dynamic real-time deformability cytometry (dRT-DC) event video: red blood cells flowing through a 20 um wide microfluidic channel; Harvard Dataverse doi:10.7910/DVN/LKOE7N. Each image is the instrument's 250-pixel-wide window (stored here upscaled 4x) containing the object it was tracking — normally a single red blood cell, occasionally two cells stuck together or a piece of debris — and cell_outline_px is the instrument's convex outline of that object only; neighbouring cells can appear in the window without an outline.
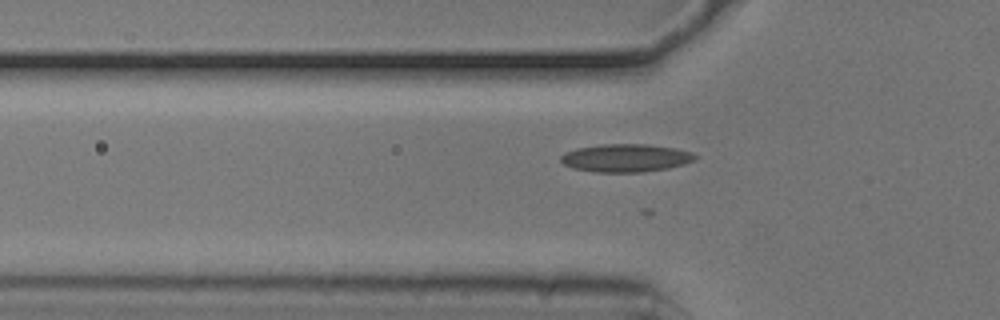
{"species": "common noctule bat (a hibernating species)", "species_latin": "Nyctalus noctula", "temperature_condition": "cold", "stored_images_in_passage": 43, "camera_frame_rate_fps": 3000, "um_per_image_px": 0.085, "animal": {"sex": "male", "body_mass_g": 20.5, "forearm_length_mm": 52.5}, "frame": {"image": 1, "passage_image": 6, "time_ms": 1.667, "image_size_px": [1000, 320], "cell_outline_px": [[696, 160], [684, 164], [668, 168], [644, 172], [596, 172], [572, 168], [564, 164], [560, 160], [560, 156], [564, 152], [576, 148], [600, 144], [644, 144], [676, 148], [692, 152], [696, 156]], "centroid_in_image_um": [53.17, 13.42], "position_along_channel_um": 72.6, "area_um2": 22.02}}
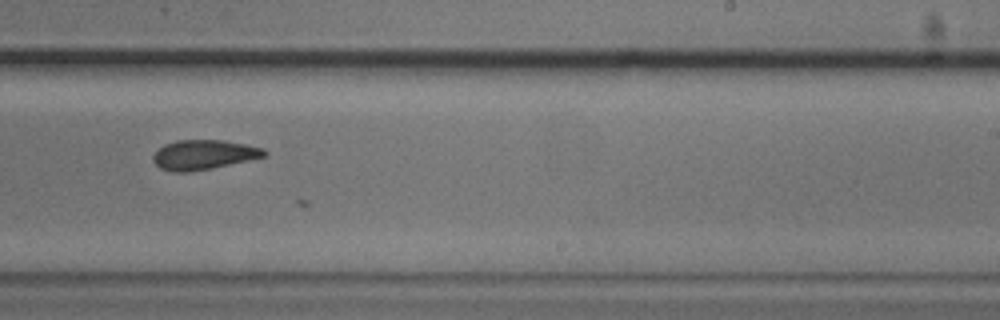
{"frame": {"image": 2, "passage_image": 22, "time_ms": 7.0, "image_size_px": [1000, 320], "cell_outline_px": [[268, 156], [212, 168], [188, 172], [172, 172], [160, 168], [152, 160], [152, 156], [164, 144], [176, 140], [224, 140], [264, 148], [268, 152]], "centroid_in_image_um": [17.33, 13.15], "position_along_channel_um": 271.7, "area_um2": 19.31}}
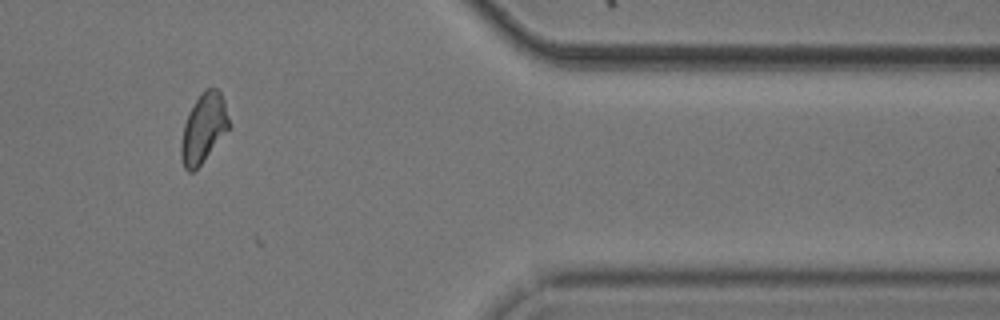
{"frame": {"image": 3, "passage_image": 34, "time_ms": 11.0, "image_size_px": [1000, 320], "cell_outline_px": [[228, 128], [200, 164], [192, 172], [188, 172], [184, 168], [180, 156], [180, 144], [184, 124], [188, 112], [204, 88], [216, 88], [220, 92], [224, 100], [228, 116]], "centroid_in_image_um": [17.26, 10.87], "position_along_channel_um": 394.1, "area_um2": 18.84}}